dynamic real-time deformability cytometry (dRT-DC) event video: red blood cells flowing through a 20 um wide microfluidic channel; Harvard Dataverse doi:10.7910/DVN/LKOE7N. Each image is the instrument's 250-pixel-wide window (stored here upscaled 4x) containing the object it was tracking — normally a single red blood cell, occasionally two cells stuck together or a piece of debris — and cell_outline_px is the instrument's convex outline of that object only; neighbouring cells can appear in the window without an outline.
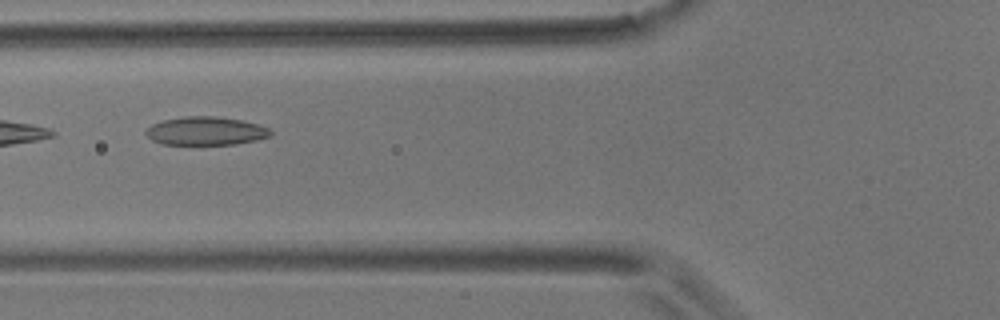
{"species": "common noctule bat (a hibernating species)", "species_latin": "Nyctalus noctula", "temperature_condition": "room temperature", "stored_images_in_passage": 4, "camera_frame_rate_fps": 3000, "um_per_image_px": 0.085, "animal": {"sex": "male", "body_mass_g": 17.9}, "frame": {"image": 1, "passage_image": 2, "time_ms": 1.333, "image_size_px": [1000, 320], "cell_outline_px": [[272, 136], [256, 140], [232, 144], [160, 144], [152, 140], [144, 132], [152, 124], [164, 120], [184, 116], [216, 116], [240, 120], [256, 124], [268, 128], [272, 132]], "centroid_in_image_um": [17.48, 11.13], "position_along_channel_um": 108.3, "area_um2": 20.46}}
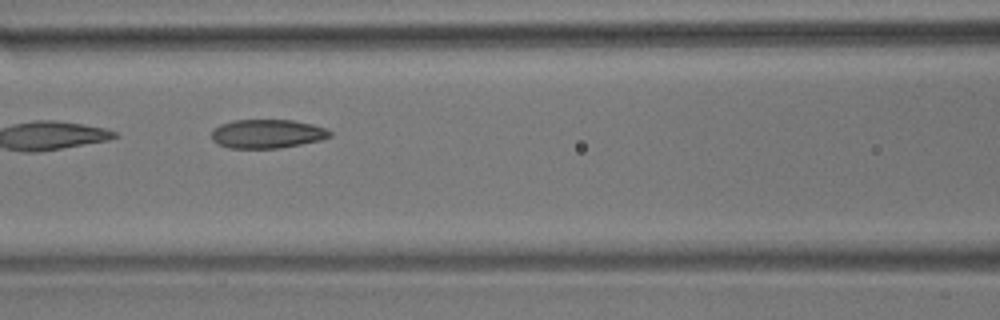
{"frame": {"image": 2, "passage_image": 3, "time_ms": 2.333, "image_size_px": [1000, 320], "cell_outline_px": [[332, 136], [320, 140], [280, 148], [228, 148], [216, 144], [212, 140], [212, 132], [220, 124], [232, 120], [292, 120], [312, 124], [324, 128], [332, 132]], "centroid_in_image_um": [22.69, 11.37], "position_along_channel_um": 143.9, "area_um2": 19.88}}
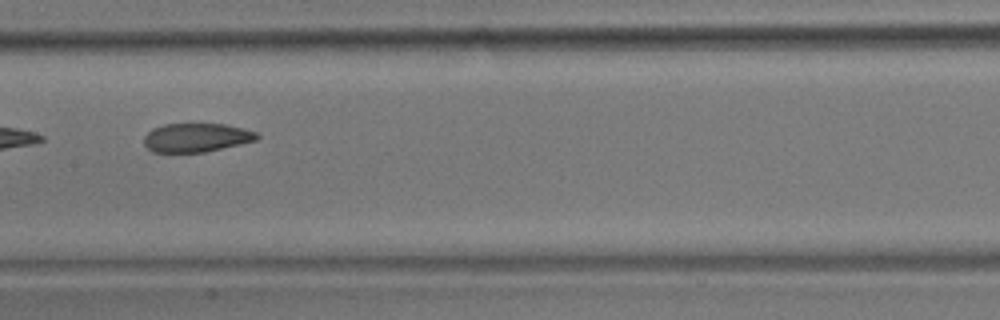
{"frame": {"image": 3, "passage_image": 4, "time_ms": 3.667, "image_size_px": [1000, 320], "cell_outline_px": [[260, 136], [256, 140], [204, 152], [152, 152], [144, 144], [144, 136], [152, 128], [164, 124], [224, 124], [244, 128], [256, 132]], "centroid_in_image_um": [16.67, 11.69], "position_along_channel_um": 190.7, "area_um2": 18.84}}